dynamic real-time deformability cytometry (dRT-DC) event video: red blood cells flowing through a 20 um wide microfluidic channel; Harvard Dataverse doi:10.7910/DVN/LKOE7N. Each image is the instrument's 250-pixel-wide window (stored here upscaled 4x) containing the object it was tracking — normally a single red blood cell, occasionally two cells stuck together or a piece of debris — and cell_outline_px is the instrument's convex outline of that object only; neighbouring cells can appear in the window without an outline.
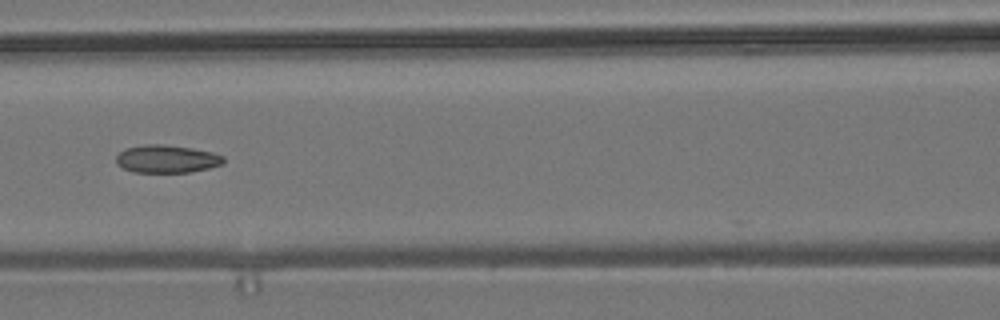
{"species": "common noctule bat (a hibernating species)", "species_latin": "Nyctalus noctula", "temperature_condition": "room temperature", "stored_images_in_passage": 7, "camera_frame_rate_fps": 3000, "um_per_image_px": 0.085, "animal": {"sex": "male", "body_mass_g": 19.2, "forearm_length_mm": 51.8}, "frame": {"image": 1, "passage_image": 6, "time_ms": 5.667, "image_size_px": [1000, 320], "cell_outline_px": [[224, 164], [208, 168], [188, 172], [132, 172], [116, 164], [116, 156], [124, 148], [144, 144], [164, 144], [192, 148], [212, 152], [224, 156]], "centroid_in_image_um": [14.16, 13.5], "position_along_channel_um": 152.4, "area_um2": 17.51}}